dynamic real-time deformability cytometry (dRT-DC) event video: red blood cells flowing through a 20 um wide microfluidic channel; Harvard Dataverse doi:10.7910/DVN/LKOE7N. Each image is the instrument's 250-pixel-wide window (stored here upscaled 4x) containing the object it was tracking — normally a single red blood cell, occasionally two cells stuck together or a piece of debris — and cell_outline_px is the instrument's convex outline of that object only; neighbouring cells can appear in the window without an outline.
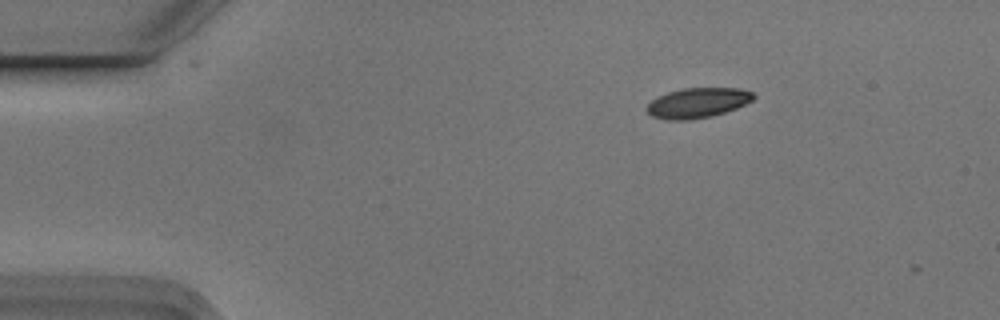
{"species": "Egyptian fruit bat (a non-hibernating species)", "species_latin": "Rousettus aegyptiacus", "temperature_condition": "cold", "stored_images_in_passage": 4, "camera_frame_rate_fps": 3000, "um_per_image_px": 0.085, "animal": {"sex": "male"}, "frame": {"image": 1, "passage_image": 2, "time_ms": 0.333, "image_size_px": [1000, 320], "cell_outline_px": [[756, 96], [752, 100], [736, 108], [724, 112], [708, 116], [688, 120], [668, 120], [652, 116], [644, 108], [652, 100], [668, 92], [684, 88], [740, 88], [752, 92]], "centroid_in_image_um": [59.29, 8.73], "position_along_channel_um": 25.7, "area_um2": 18.44}}